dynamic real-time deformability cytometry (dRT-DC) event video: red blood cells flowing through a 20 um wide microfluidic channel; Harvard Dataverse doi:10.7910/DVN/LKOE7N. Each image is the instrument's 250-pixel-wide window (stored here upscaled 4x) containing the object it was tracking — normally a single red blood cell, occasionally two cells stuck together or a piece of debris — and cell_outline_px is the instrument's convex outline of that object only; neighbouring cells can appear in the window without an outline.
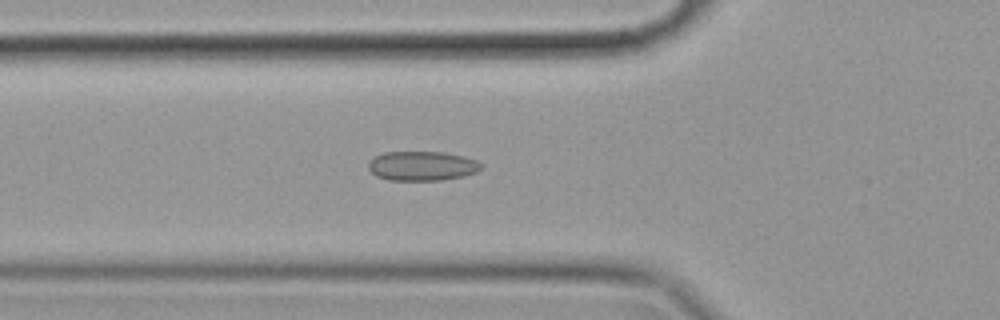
{"species": "common noctule bat (a hibernating species)", "species_latin": "Nyctalus noctula", "temperature_condition": "cold", "stored_images_in_passage": 57, "camera_frame_rate_fps": 3000, "um_per_image_px": 0.085, "animal": {"sex": "female", "body_mass_g": 19.9}, "frame": {"image": 1, "passage_image": 20, "time_ms": 6.333, "image_size_px": [1000, 320], "cell_outline_px": [[484, 164], [476, 172], [464, 176], [440, 180], [388, 180], [376, 176], [368, 168], [368, 160], [384, 152], [444, 152], [464, 156], [476, 160]], "centroid_in_image_um": [35.87, 14.1], "position_along_channel_um": 89.9, "area_um2": 19.42}}
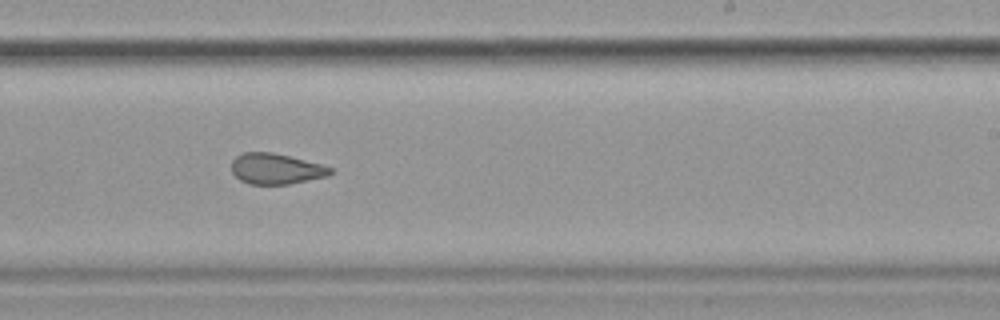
{"frame": {"image": 2, "passage_image": 35, "time_ms": 11.333, "image_size_px": [1000, 320], "cell_outline_px": [[332, 172], [328, 176], [288, 184], [248, 184], [240, 180], [232, 172], [232, 160], [236, 156], [244, 152], [272, 152], [324, 164], [332, 168]], "centroid_in_image_um": [23.47, 14.34], "position_along_channel_um": 265.5, "area_um2": 17.74}}
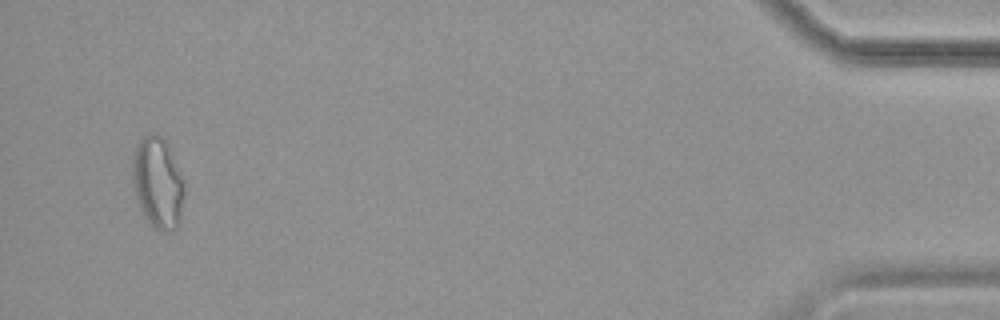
{"frame": {"image": 3, "passage_image": 55, "time_ms": 18.0, "image_size_px": [1000, 320], "cell_outline_px": [[184, 196], [180, 224], [172, 232], [160, 232], [152, 228], [148, 224], [136, 200], [132, 180], [132, 156], [136, 144], [144, 136], [152, 132], [160, 136], [168, 144], [184, 180]], "centroid_in_image_um": [13.41, 15.59], "position_along_channel_um": 421.8, "area_um2": 28.32}, "authors_computed_cell_mechanics": {"area_um2": 20.1722, "velocity_mm_per_s": 3.5168, "shape_relaxation_time_tau1_ms": null, "shape_relaxation_time_tau2_ms": 3.0037, "deformation_change_tau1": null, "deformation_change_tau2": 0.0973}}